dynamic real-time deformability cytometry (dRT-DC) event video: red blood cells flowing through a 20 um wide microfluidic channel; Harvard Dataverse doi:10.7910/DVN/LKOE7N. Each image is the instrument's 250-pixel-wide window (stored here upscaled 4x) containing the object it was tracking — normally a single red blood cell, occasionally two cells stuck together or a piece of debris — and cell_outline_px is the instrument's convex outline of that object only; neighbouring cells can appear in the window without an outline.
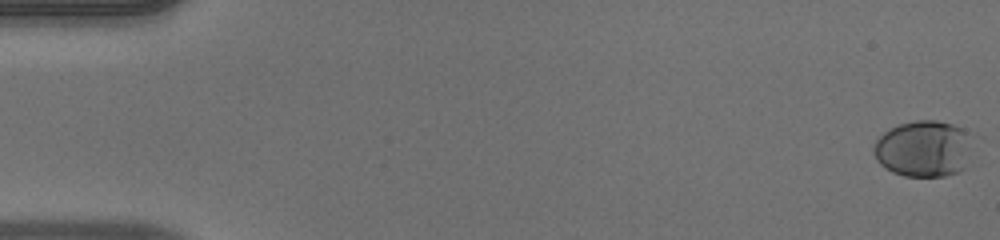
{"species": "human", "species_latin": "Homo sapiens", "temperature_condition": "warm", "stored_images_in_passage": 53, "camera_frame_rate_fps": 3000, "um_per_image_px": 0.085, "donor": {"sex": "male"}, "frame": {"image": 1, "passage_image": 1, "time_ms": 0.0, "image_size_px": [1000, 240], "cell_outline_px": [[968, 148], [964, 168], [960, 172], [944, 176], [904, 176], [892, 172], [884, 168], [876, 160], [872, 148], [876, 140], [884, 132], [900, 124], [916, 120], [936, 120], [952, 124], [964, 128]], "centroid_in_image_um": [78.42, 12.65], "position_along_channel_um": 6.6, "area_um2": 32.02}}
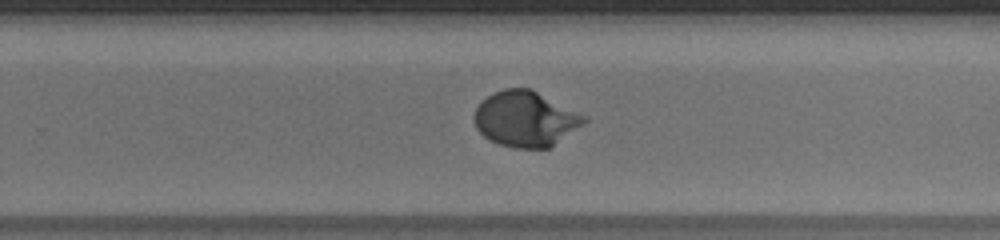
{"frame": {"image": 2, "passage_image": 35, "time_ms": 11.333, "image_size_px": [1000, 240], "cell_outline_px": [[588, 120], [548, 148], [516, 148], [500, 144], [484, 136], [476, 128], [476, 108], [488, 96], [504, 88], [532, 88], [584, 116]], "centroid_in_image_um": [44.66, 10.1], "position_along_channel_um": 285.1, "area_um2": 34.62}}
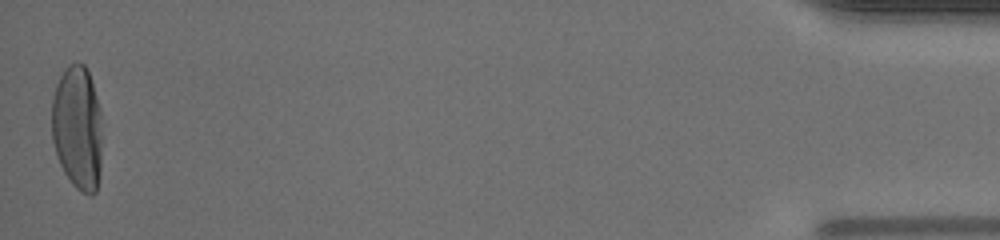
{"frame": {"image": 3, "passage_image": 53, "time_ms": 17.333, "image_size_px": [1000, 240], "cell_outline_px": [[100, 176], [96, 192], [92, 196], [88, 196], [80, 192], [72, 184], [64, 172], [60, 164], [52, 140], [52, 96], [56, 84], [60, 76], [68, 64], [84, 64], [88, 72], [100, 108]], "centroid_in_image_um": [6.57, 10.91], "position_along_channel_um": 428.6, "area_um2": 36.47}, "authors_computed_cell_mechanics": {"area_um2": 33.4662, "velocity_mm_per_s": 3.9327, "shape_relaxation_time_tau1_ms": 3.8032, "shape_relaxation_time_tau2_ms": null, "deformation_change_tau1": 0.2065, "deformation_change_tau2": null}}